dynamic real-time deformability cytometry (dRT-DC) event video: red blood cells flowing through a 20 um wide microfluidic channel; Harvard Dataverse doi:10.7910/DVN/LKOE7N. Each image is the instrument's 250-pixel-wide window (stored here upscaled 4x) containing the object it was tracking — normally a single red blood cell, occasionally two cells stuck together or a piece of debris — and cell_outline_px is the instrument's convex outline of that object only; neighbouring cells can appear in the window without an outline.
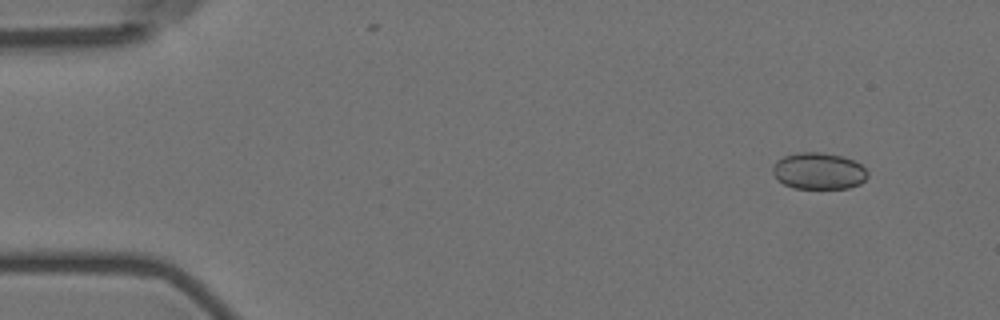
{"species": "Egyptian fruit bat (a non-hibernating species)", "species_latin": "Rousettus aegyptiacus", "temperature_condition": "room temperature", "stored_images_in_passage": 5, "camera_frame_rate_fps": 3000, "um_per_image_px": 0.085, "animal": {"sex": "female"}, "frame": {"image": 1, "passage_image": 1, "time_ms": 0.0, "image_size_px": [1000, 320], "cell_outline_px": [[868, 176], [860, 184], [848, 188], [792, 188], [776, 180], [772, 172], [772, 168], [776, 160], [784, 156], [800, 152], [820, 152], [844, 156], [860, 164], [868, 172]], "centroid_in_image_um": [69.56, 14.53], "position_along_channel_um": 15.4, "area_um2": 20.4}}
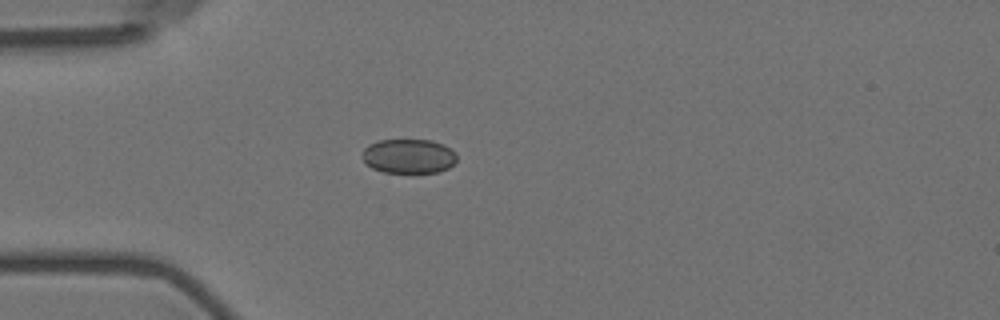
{"frame": {"image": 2, "passage_image": 4, "time_ms": 3.667, "image_size_px": [1000, 320], "cell_outline_px": [[456, 160], [448, 168], [436, 172], [384, 172], [372, 168], [364, 160], [364, 148], [368, 144], [380, 140], [432, 140], [444, 144], [456, 152]], "centroid_in_image_um": [34.76, 13.26], "position_along_channel_um": 50.2, "area_um2": 18.79}}